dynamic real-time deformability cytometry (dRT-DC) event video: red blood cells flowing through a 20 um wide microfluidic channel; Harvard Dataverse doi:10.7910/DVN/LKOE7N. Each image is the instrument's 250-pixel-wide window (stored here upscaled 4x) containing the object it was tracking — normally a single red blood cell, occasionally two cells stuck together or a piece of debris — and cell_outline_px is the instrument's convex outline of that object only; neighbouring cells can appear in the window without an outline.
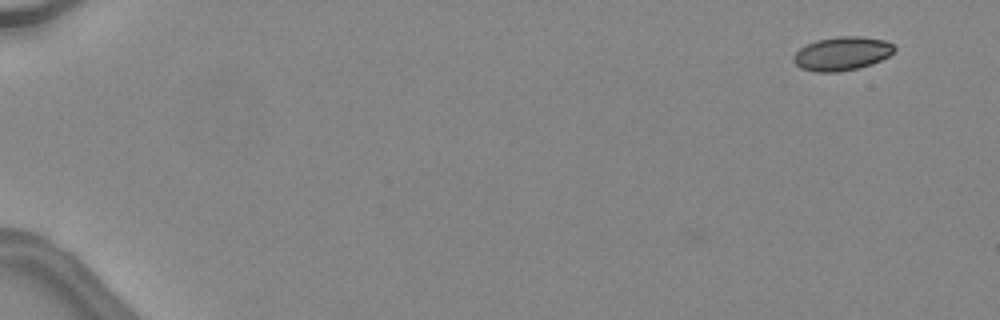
{"species": "common noctule bat (a hibernating species)", "species_latin": "Nyctalus noctula", "temperature_condition": "warm", "stored_images_in_passage": 2, "camera_frame_rate_fps": 3000, "um_per_image_px": 0.085, "animal": {"sex": "female", "body_mass_g": 24.6, "forearm_length_mm": 56.2}, "frame": {"image": 1, "passage_image": 2, "time_ms": 0.333, "image_size_px": [1000, 320], "cell_outline_px": [[896, 48], [888, 56], [872, 64], [860, 68], [840, 72], [816, 72], [800, 68], [792, 60], [792, 56], [800, 48], [816, 40], [840, 36], [856, 36], [884, 40], [892, 44]], "centroid_in_image_um": [71.54, 4.57], "position_along_channel_um": 13.5, "area_um2": 19.77}}